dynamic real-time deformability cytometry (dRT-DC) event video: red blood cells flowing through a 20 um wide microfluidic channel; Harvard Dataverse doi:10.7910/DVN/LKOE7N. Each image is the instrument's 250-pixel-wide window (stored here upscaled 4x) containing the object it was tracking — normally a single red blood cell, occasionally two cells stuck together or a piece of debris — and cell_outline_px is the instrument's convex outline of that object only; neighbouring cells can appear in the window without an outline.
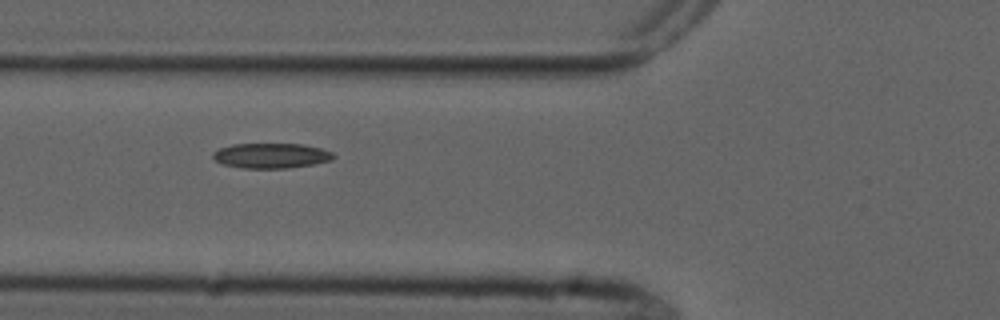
{"species": "common noctule bat (a hibernating species)", "species_latin": "Nyctalus noctula", "temperature_condition": "cold", "stored_images_in_passage": 6, "camera_frame_rate_fps": 3000, "um_per_image_px": 0.085, "animal": {"sex": "male", "forearm_length_mm": 52.5}, "frame": {"image": 1, "passage_image": 2, "time_ms": 1.0, "image_size_px": [1000, 320], "cell_outline_px": [[336, 156], [332, 160], [312, 164], [288, 168], [244, 168], [224, 164], [216, 160], [212, 156], [212, 152], [220, 148], [232, 144], [304, 144], [320, 148], [332, 152]], "centroid_in_image_um": [23.06, 13.22], "position_along_channel_um": 102.7, "area_um2": 17.51}}
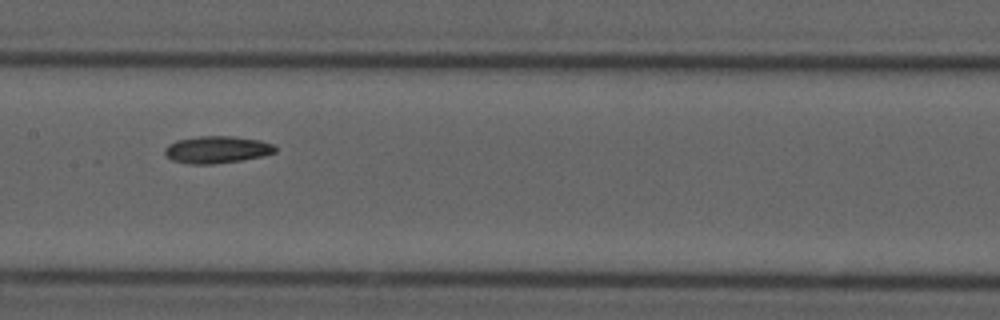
{"frame": {"image": 2, "passage_image": 4, "time_ms": 3.333, "image_size_px": [1000, 320], "cell_outline_px": [[276, 152], [264, 156], [240, 160], [212, 164], [188, 164], [172, 160], [164, 152], [164, 148], [168, 144], [176, 140], [200, 136], [232, 136], [260, 140], [272, 144], [276, 148]], "centroid_in_image_um": [18.43, 12.71], "position_along_channel_um": 189.0, "area_um2": 17.46}}
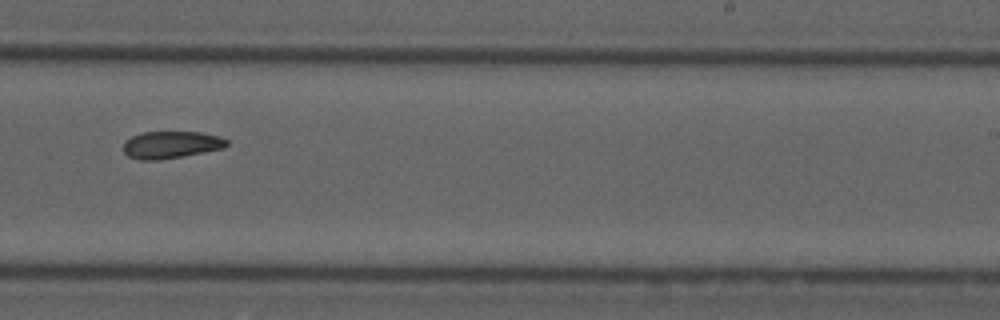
{"frame": {"image": 3, "passage_image": 6, "time_ms": 5.667, "image_size_px": [1000, 320], "cell_outline_px": [[228, 144], [224, 148], [184, 156], [160, 160], [140, 160], [128, 156], [124, 152], [124, 140], [132, 136], [144, 132], [200, 132], [220, 136], [228, 140]], "centroid_in_image_um": [14.55, 12.31], "position_along_channel_um": 274.5, "area_um2": 16.47}}